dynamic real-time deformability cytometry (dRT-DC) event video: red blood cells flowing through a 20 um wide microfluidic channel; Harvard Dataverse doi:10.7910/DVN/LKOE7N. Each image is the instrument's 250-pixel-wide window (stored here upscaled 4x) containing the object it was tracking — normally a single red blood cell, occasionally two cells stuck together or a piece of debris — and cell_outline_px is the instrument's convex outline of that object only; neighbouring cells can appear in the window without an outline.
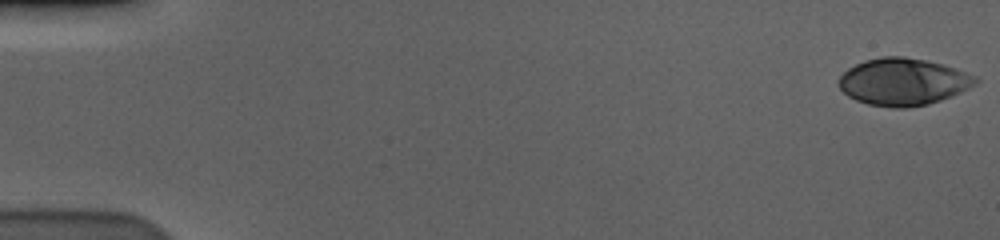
{"species": "human", "species_latin": "Homo sapiens", "temperature_condition": "cold", "stored_images_in_passage": 58, "camera_frame_rate_fps": 3000, "um_per_image_px": 0.085, "donor": {"sex": "male"}, "frame": {"image": 1, "passage_image": 1, "time_ms": 0.0, "image_size_px": [1000, 240], "cell_outline_px": [[980, 80], [976, 84], [952, 96], [928, 104], [908, 108], [892, 108], [868, 104], [856, 100], [848, 96], [836, 84], [836, 80], [848, 68], [864, 60], [880, 56], [904, 56], [944, 64], [956, 68], [976, 76]], "centroid_in_image_um": [76.75, 6.95], "position_along_channel_um": 8.3, "area_um2": 37.86}}
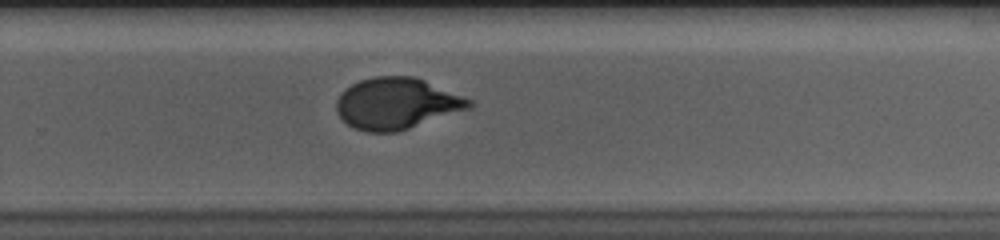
{"frame": {"image": 2, "passage_image": 39, "time_ms": 12.667, "image_size_px": [1000, 240], "cell_outline_px": [[472, 108], [396, 132], [364, 132], [352, 128], [336, 112], [336, 100], [340, 92], [352, 84], [360, 80], [376, 76], [416, 76], [464, 96], [472, 100]], "centroid_in_image_um": [33.71, 8.79], "position_along_channel_um": 296.1, "area_um2": 39.94}}
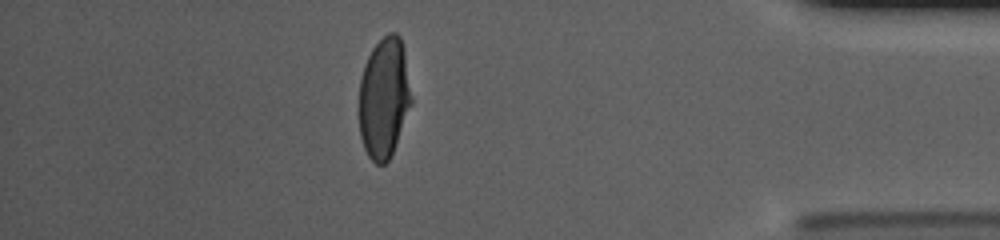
{"frame": {"image": 3, "passage_image": 51, "time_ms": 16.667, "image_size_px": [1000, 240], "cell_outline_px": [[412, 104], [392, 152], [388, 160], [384, 164], [376, 164], [368, 156], [364, 148], [360, 136], [360, 80], [364, 64], [372, 48], [388, 32], [396, 32], [400, 36], [404, 48], [412, 96]], "centroid_in_image_um": [32.66, 8.29], "position_along_channel_um": 402.5, "area_um2": 36.76}, "authors_computed_cell_mechanics": {"area_um2": 38.8705, "velocity_mm_per_s": 3.5901, "shape_relaxation_time_tau1_ms": 4.7812, "shape_relaxation_time_tau2_ms": null, "deformation_change_tau1": 0.1967, "deformation_change_tau2": null}}